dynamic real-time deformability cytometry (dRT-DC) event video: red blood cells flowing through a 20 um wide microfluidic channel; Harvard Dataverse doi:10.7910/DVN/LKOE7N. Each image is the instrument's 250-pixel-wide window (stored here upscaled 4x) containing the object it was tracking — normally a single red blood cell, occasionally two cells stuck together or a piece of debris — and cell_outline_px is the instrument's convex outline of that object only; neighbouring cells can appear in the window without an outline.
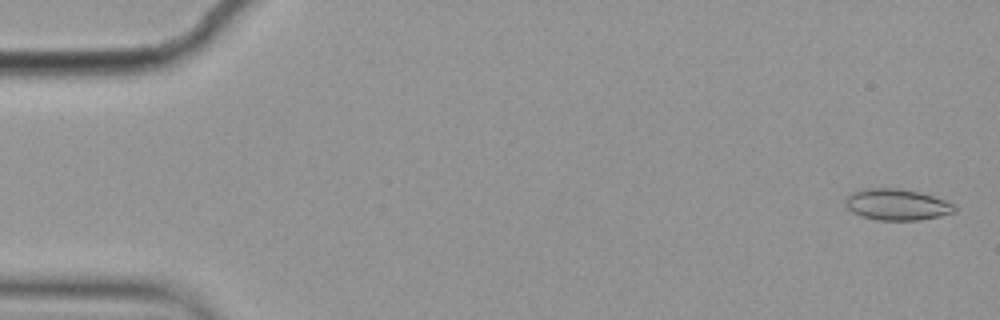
{"species": "common noctule bat (a hibernating species)", "species_latin": "Nyctalus noctula", "temperature_condition": "cold", "stored_images_in_passage": 6, "camera_frame_rate_fps": 3000, "um_per_image_px": 0.085, "animal": {"sex": "female", "body_mass_g": 19.9}, "frame": {"image": 1, "passage_image": 1, "time_ms": 0.0, "image_size_px": [1000, 320], "cell_outline_px": [[956, 212], [940, 216], [920, 220], [876, 220], [860, 216], [852, 212], [848, 208], [844, 200], [852, 192], [864, 188], [900, 188], [920, 192], [944, 200], [952, 204], [956, 208]], "centroid_in_image_um": [76.22, 17.39], "position_along_channel_um": 8.8, "area_um2": 19.94}}
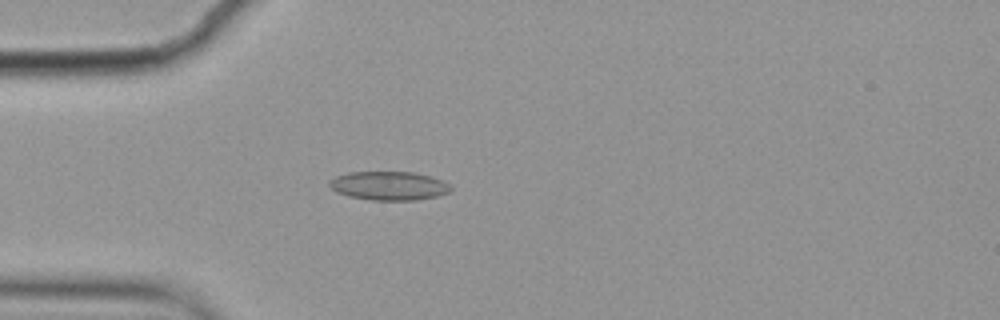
{"frame": {"image": 2, "passage_image": 5, "time_ms": 1.333, "image_size_px": [1000, 320], "cell_outline_px": [[452, 188], [448, 192], [436, 196], [416, 200], [372, 200], [348, 196], [336, 192], [328, 184], [328, 180], [336, 176], [348, 172], [412, 172], [428, 176], [440, 180], [448, 184]], "centroid_in_image_um": [33.0, 15.79], "position_along_channel_um": 52.0, "area_um2": 20.17}}